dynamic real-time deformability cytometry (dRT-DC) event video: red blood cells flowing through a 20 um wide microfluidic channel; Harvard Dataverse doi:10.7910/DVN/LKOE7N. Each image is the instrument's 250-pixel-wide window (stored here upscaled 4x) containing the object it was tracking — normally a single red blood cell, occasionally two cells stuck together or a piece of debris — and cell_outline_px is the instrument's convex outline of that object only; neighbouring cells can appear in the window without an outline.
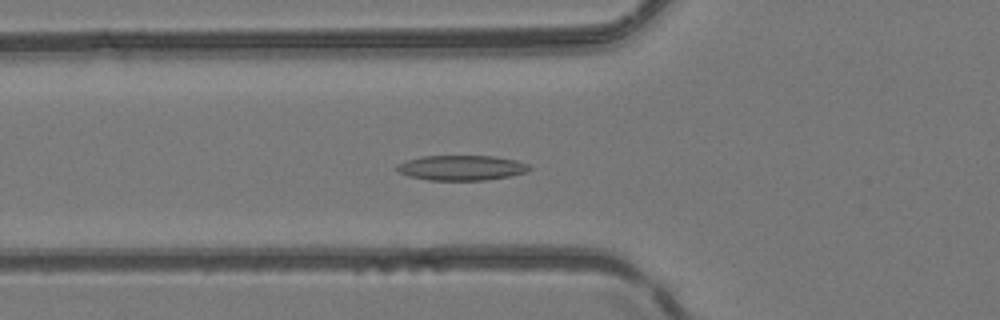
{"species": "common noctule bat (a hibernating species)", "species_latin": "Nyctalus noctula", "temperature_condition": "room temperature", "stored_images_in_passage": 50, "camera_frame_rate_fps": 3000, "um_per_image_px": 0.085, "animal": {"sex": "female", "body_mass_g": 24.6, "forearm_length_mm": 56.2}, "frame": {"image": 1, "passage_image": 18, "time_ms": 5.667, "image_size_px": [1000, 320], "cell_outline_px": [[532, 168], [528, 172], [512, 176], [488, 180], [428, 180], [408, 176], [400, 172], [396, 168], [396, 164], [420, 156], [492, 156], [516, 160], [528, 164]], "centroid_in_image_um": [39.26, 14.27], "position_along_channel_um": 86.5, "area_um2": 19.48}}
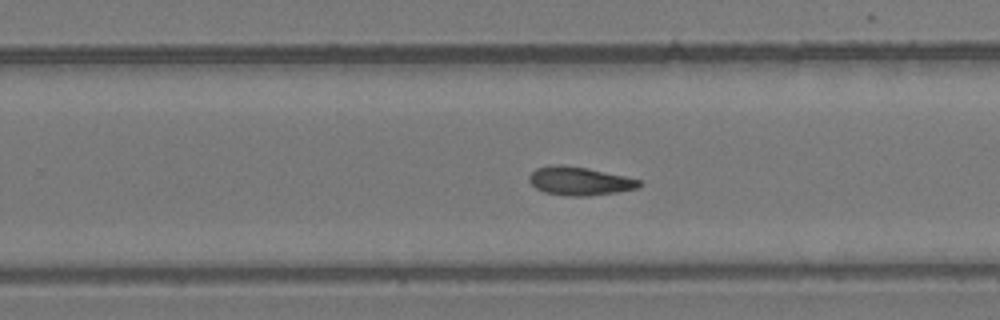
{"frame": {"image": 2, "passage_image": 32, "time_ms": 10.333, "image_size_px": [1000, 320], "cell_outline_px": [[644, 184], [640, 188], [616, 192], [588, 196], [568, 196], [544, 192], [536, 188], [528, 180], [528, 176], [536, 168], [552, 164], [560, 164], [588, 168], [624, 176], [640, 180]], "centroid_in_image_um": [49.27, 15.38], "position_along_channel_um": 280.5, "area_um2": 18.38}}
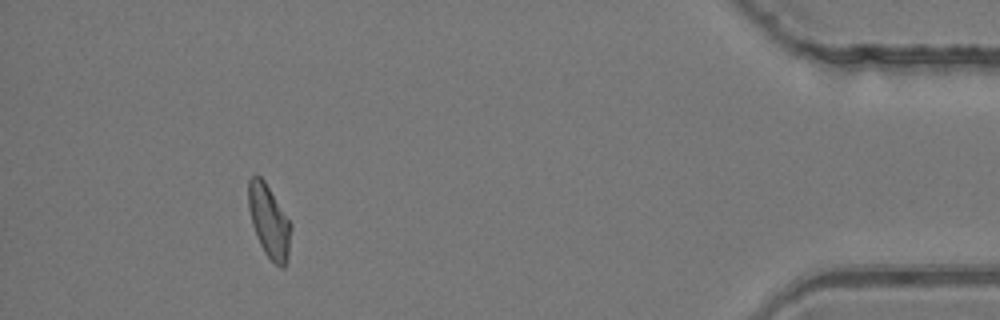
{"frame": {"image": 3, "passage_image": 46, "time_ms": 15.0, "image_size_px": [1000, 320], "cell_outline_px": [[292, 228], [288, 252], [284, 268], [280, 268], [264, 252], [256, 236], [252, 224], [248, 208], [248, 180], [256, 172], [264, 180], [292, 224]], "centroid_in_image_um": [22.86, 18.77], "position_along_channel_um": 412.3, "area_um2": 18.03}}